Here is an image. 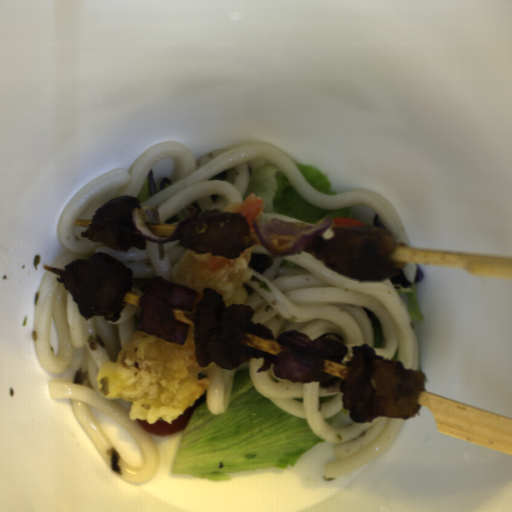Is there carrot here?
<instances>
[{
    "label": "carrot",
    "instance_id": "carrot-1",
    "mask_svg": "<svg viewBox=\"0 0 512 512\" xmlns=\"http://www.w3.org/2000/svg\"><path fill=\"white\" fill-rule=\"evenodd\" d=\"M333 221L332 227H367L364 223L347 217H340L331 219Z\"/></svg>",
    "mask_w": 512,
    "mask_h": 512
}]
</instances>
